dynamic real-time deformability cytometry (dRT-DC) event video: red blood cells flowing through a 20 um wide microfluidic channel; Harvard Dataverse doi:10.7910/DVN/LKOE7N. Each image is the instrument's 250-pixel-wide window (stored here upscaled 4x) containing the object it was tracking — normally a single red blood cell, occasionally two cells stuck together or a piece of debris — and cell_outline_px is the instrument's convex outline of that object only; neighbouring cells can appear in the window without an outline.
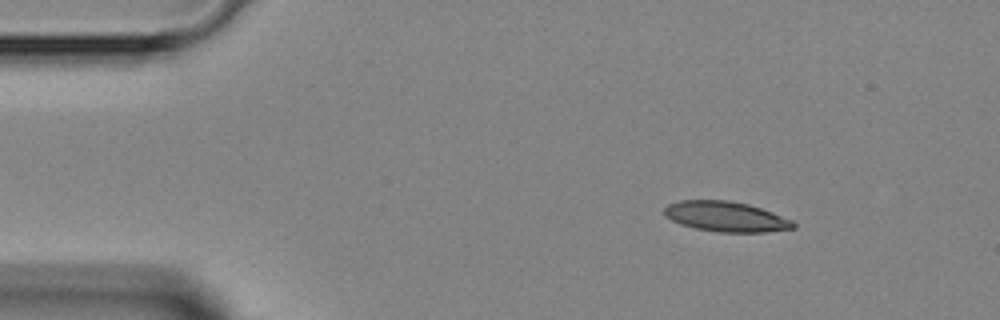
{"species": "Egyptian fruit bat (a non-hibernating species)", "species_latin": "Rousettus aegyptiacus", "temperature_condition": "room temperature", "stored_images_in_passage": 36, "camera_frame_rate_fps": 3000, "um_per_image_px": 0.085, "animal": {"sex": "female"}, "frame": {"image": 1, "passage_image": 1, "time_ms": 0.0, "image_size_px": [1000, 320], "cell_outline_px": [[796, 228], [764, 232], [716, 232], [696, 228], [680, 224], [664, 216], [664, 208], [668, 204], [680, 200], [728, 200], [748, 204], [772, 212], [792, 220], [796, 224]], "centroid_in_image_um": [61.69, 18.41], "position_along_channel_um": 23.3, "area_um2": 22.72}}
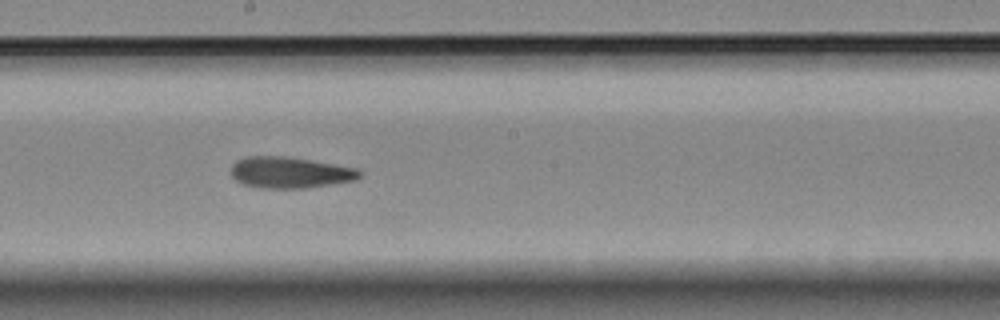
{"frame": {"image": 2, "passage_image": 20, "time_ms": 6.333, "image_size_px": [1000, 320], "cell_outline_px": [[360, 176], [356, 180], [304, 188], [260, 188], [244, 184], [236, 180], [232, 176], [232, 164], [236, 160], [244, 156], [288, 156], [356, 168], [360, 172]], "centroid_in_image_um": [24.61, 14.65], "position_along_channel_um": 223.6, "area_um2": 23.29}}
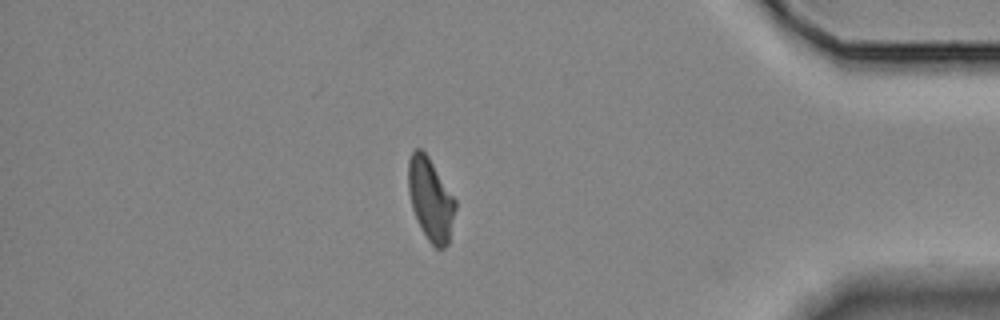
{"frame": {"image": 3, "passage_image": 35, "time_ms": 11.333, "image_size_px": [1000, 320], "cell_outline_px": [[456, 208], [448, 244], [444, 248], [436, 248], [428, 240], [412, 208], [408, 188], [408, 160], [412, 152], [416, 148], [420, 148], [428, 156], [456, 200]], "centroid_in_image_um": [36.6, 16.92], "position_along_channel_um": 398.6, "area_um2": 22.31}}